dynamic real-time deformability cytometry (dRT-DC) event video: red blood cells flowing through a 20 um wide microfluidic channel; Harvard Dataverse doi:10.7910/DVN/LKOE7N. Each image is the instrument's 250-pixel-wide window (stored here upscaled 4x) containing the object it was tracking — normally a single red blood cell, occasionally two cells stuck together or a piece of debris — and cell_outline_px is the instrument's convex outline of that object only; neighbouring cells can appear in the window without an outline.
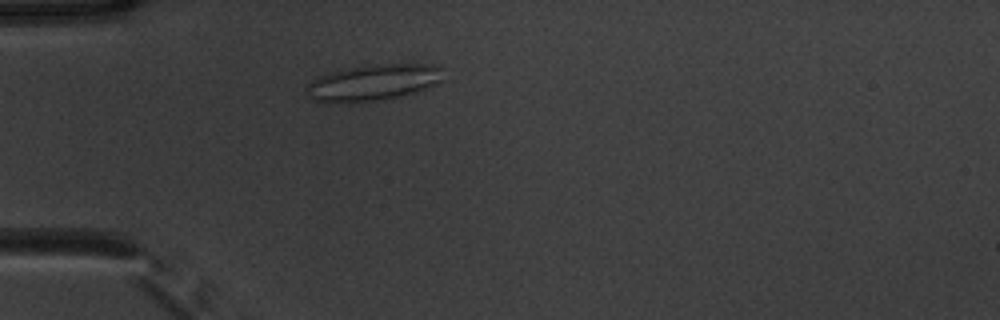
{"species": "common noctule bat (a hibernating species)", "species_latin": "Nyctalus noctula", "temperature_condition": "warm", "stored_images_in_passage": 46, "camera_frame_rate_fps": 3000, "um_per_image_px": 0.085, "animal": {"sex": "male", "body_mass_g": 20.1, "forearm_length_mm": 53.5}, "frame": {"image": 1, "passage_image": 9, "time_ms": 2.667, "image_size_px": [1000, 320], "cell_outline_px": [[444, 80], [440, 84], [416, 92], [384, 100], [328, 104], [316, 100], [308, 96], [308, 84], [316, 76], [348, 68], [376, 64], [424, 64], [440, 68]], "centroid_in_image_um": [31.73, 7.04], "position_along_channel_um": 53.3, "area_um2": 29.02}}
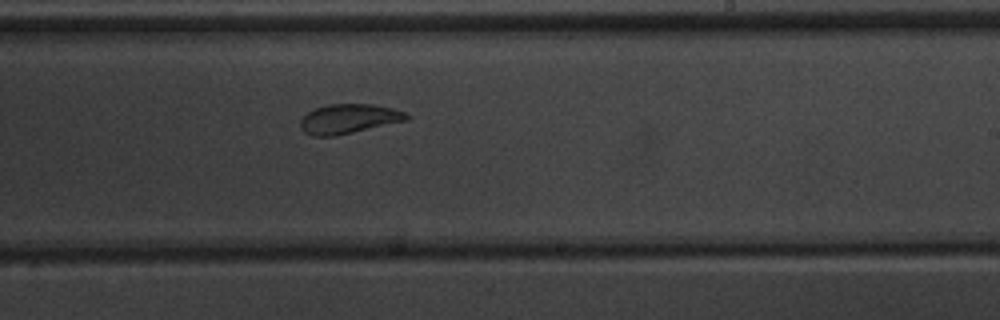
{"frame": {"image": 2, "passage_image": 26, "time_ms": 8.333, "image_size_px": [1000, 320], "cell_outline_px": [[408, 120], [336, 136], [312, 136], [304, 132], [300, 128], [300, 120], [308, 112], [316, 108], [328, 104], [376, 104], [392, 108], [404, 112], [408, 116]], "centroid_in_image_um": [29.62, 10.1], "position_along_channel_um": 259.4, "area_um2": 18.26}}
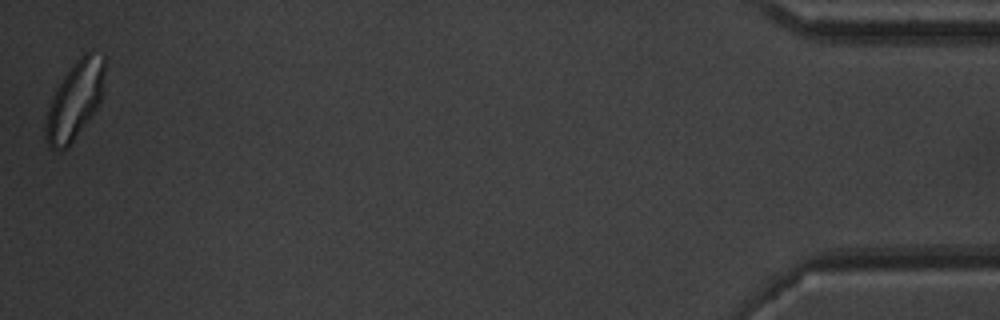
{"frame": {"image": 3, "passage_image": 46, "time_ms": 15.0, "image_size_px": [1000, 320], "cell_outline_px": [[104, 92], [100, 104], [92, 116], [68, 148], [60, 152], [56, 152], [48, 148], [44, 140], [44, 128], [48, 108], [52, 96], [56, 88], [64, 76], [76, 60], [84, 52], [104, 52]], "centroid_in_image_um": [6.36, 8.58], "position_along_channel_um": 428.8, "area_um2": 27.57}, "authors_computed_cell_mechanics": {"area_um2": 21.097, "velocity_mm_per_s": 3.8396, "shape_relaxation_time_tau1_ms": 10.1443, "shape_relaxation_time_tau2_ms": 1.8781, "deformation_change_tau1": 0.1873, "deformation_change_tau2": 0.0843}}